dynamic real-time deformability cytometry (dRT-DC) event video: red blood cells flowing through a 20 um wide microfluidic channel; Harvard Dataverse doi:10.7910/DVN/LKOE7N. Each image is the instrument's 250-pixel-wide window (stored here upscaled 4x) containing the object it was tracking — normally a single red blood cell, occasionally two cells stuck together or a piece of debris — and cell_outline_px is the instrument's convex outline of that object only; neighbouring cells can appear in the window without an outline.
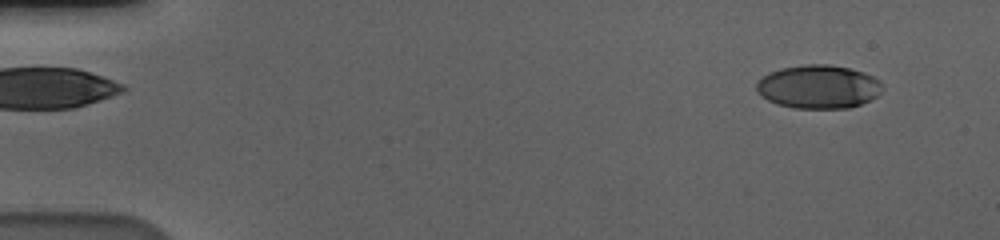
{"species": "human", "species_latin": "Homo sapiens", "temperature_condition": "cold", "stored_images_in_passage": 58, "camera_frame_rate_fps": 3000, "um_per_image_px": 0.085, "donor": {"sex": "male"}, "frame": {"image": 1, "passage_image": 4, "time_ms": 1.0, "image_size_px": [1000, 240], "cell_outline_px": [[880, 92], [872, 100], [848, 108], [792, 108], [776, 104], [768, 100], [756, 88], [756, 84], [768, 72], [780, 68], [804, 64], [828, 64], [848, 68], [864, 72], [880, 80]], "centroid_in_image_um": [69.57, 7.37], "position_along_channel_um": 15.4, "area_um2": 31.79}}
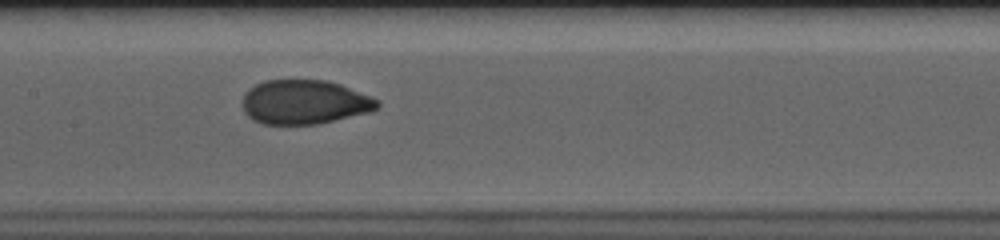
{"frame": {"image": 2, "passage_image": 29, "time_ms": 9.333, "image_size_px": [1000, 240], "cell_outline_px": [[380, 108], [372, 112], [316, 124], [264, 124], [252, 120], [244, 112], [244, 92], [256, 84], [268, 80], [324, 80], [340, 84], [380, 100]], "centroid_in_image_um": [25.92, 8.68], "position_along_channel_um": 181.5, "area_um2": 34.8}}
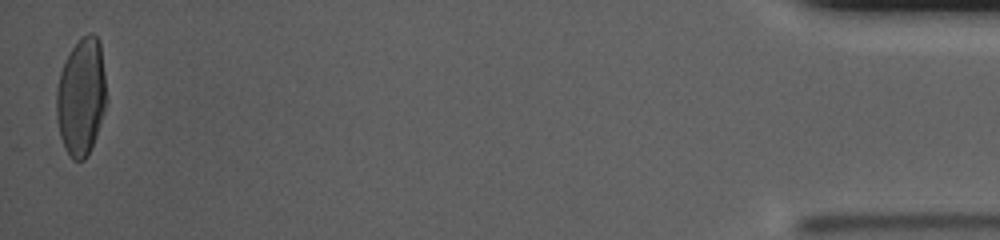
{"frame": {"image": 3, "passage_image": 57, "time_ms": 18.667, "image_size_px": [1000, 240], "cell_outline_px": [[108, 100], [96, 136], [88, 156], [84, 160], [72, 160], [64, 148], [60, 136], [56, 116], [56, 92], [60, 72], [72, 48], [88, 32], [92, 32], [100, 40]], "centroid_in_image_um": [6.92, 8.25], "position_along_channel_um": 428.3, "area_um2": 34.51}, "authors_computed_cell_mechanics": {"area_um2": 34.2176, "velocity_mm_per_s": 3.5887, "shape_relaxation_time_tau1_ms": 3.7383, "shape_relaxation_time_tau2_ms": null, "deformation_change_tau1": 0.1639, "deformation_change_tau2": null}}